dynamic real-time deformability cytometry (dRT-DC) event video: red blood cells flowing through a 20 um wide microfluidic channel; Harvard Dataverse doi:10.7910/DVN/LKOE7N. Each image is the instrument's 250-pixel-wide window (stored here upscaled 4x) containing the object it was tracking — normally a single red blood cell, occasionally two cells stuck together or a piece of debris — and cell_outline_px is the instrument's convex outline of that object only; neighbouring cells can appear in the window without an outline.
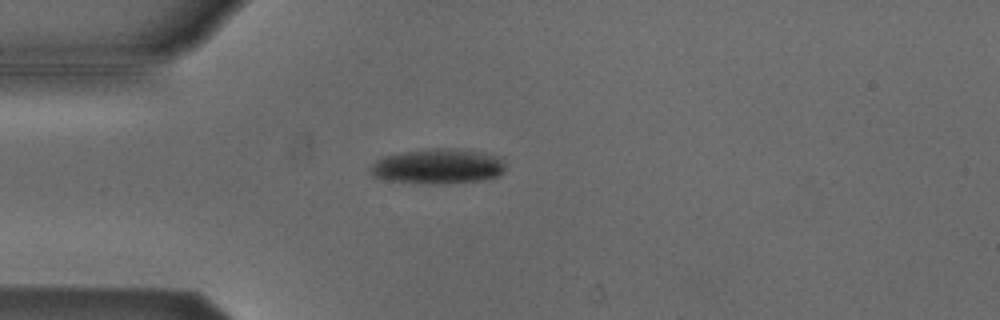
{"species": "Egyptian fruit bat (a non-hibernating species)", "species_latin": "Rousettus aegyptiacus", "temperature_condition": "cold", "stored_images_in_passage": 53, "camera_frame_rate_fps": 3000, "um_per_image_px": 0.085, "animal": {"sex": "male"}, "frame": {"image": 1, "passage_image": 14, "time_ms": 4.333, "image_size_px": [1000, 320], "cell_outline_px": [[504, 172], [500, 176], [480, 180], [448, 184], [412, 184], [384, 180], [372, 176], [372, 164], [376, 160], [384, 156], [404, 152], [436, 148], [448, 148], [476, 152], [496, 156], [504, 164]], "centroid_in_image_um": [37.18, 14.18], "position_along_channel_um": 47.8, "area_um2": 27.51}}
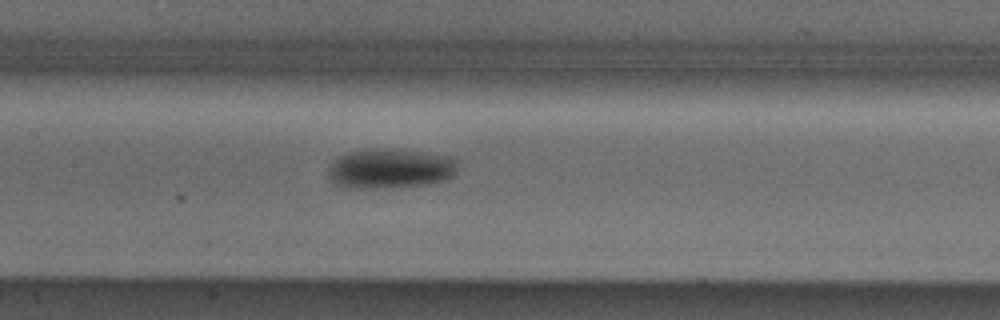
{"frame": {"image": 2, "passage_image": 25, "time_ms": 8.0, "image_size_px": [1000, 320], "cell_outline_px": [[456, 172], [448, 180], [428, 184], [392, 188], [348, 188], [336, 184], [328, 180], [328, 168], [332, 160], [348, 152], [372, 148], [396, 148], [452, 156], [456, 160]], "centroid_in_image_um": [33.16, 14.32], "position_along_channel_um": 174.2, "area_um2": 30.75}}
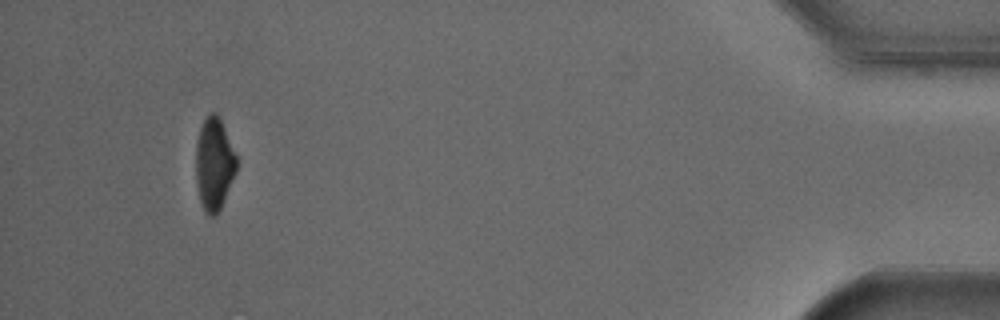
{"frame": {"image": 3, "passage_image": 50, "time_ms": 16.333, "image_size_px": [1000, 320], "cell_outline_px": [[236, 172], [224, 200], [216, 216], [208, 216], [204, 212], [200, 204], [196, 184], [196, 144], [200, 128], [208, 112], [216, 112], [220, 116], [236, 156]], "centroid_in_image_um": [18.18, 13.94], "position_along_channel_um": 417.0, "area_um2": 22.08}, "authors_computed_cell_mechanics": {"area_um2": 25.432, "velocity_mm_per_s": 3.8161, "shape_relaxation_time_tau1_ms": 5.7386, "shape_relaxation_time_tau2_ms": null, "deformation_change_tau1": 0.1618, "deformation_change_tau2": null}}